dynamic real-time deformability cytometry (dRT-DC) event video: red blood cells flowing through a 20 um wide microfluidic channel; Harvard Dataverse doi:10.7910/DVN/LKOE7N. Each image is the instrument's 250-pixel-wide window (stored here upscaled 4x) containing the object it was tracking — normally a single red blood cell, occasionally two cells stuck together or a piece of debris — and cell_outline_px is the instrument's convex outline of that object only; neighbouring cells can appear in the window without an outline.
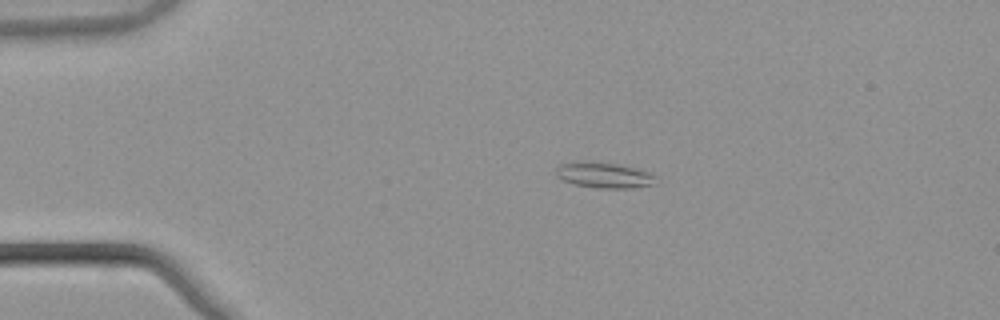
{"species": "common noctule bat (a hibernating species)", "species_latin": "Nyctalus noctula", "temperature_condition": "warm", "stored_images_in_passage": 44, "camera_frame_rate_fps": 3000, "um_per_image_px": 0.085, "animal": {"sex": "male", "body_mass_g": 21.5, "forearm_length_mm": 52.0}, "frame": {"image": 1, "passage_image": 2, "time_ms": 0.333, "image_size_px": [1000, 320], "cell_outline_px": [[656, 176], [652, 184], [632, 188], [596, 188], [576, 184], [564, 180], [556, 176], [556, 168], [560, 164], [576, 160], [588, 160], [620, 164], [636, 168], [648, 172]], "centroid_in_image_um": [51.29, 14.85], "position_along_channel_um": 33.7, "area_um2": 15.09}}
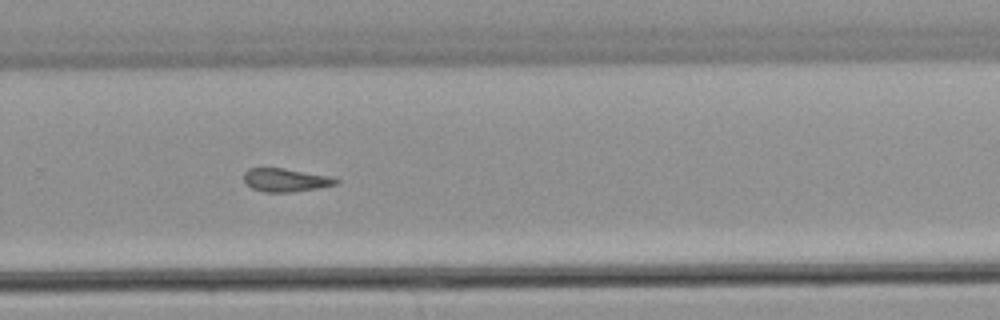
{"frame": {"image": 2, "passage_image": 27, "time_ms": 8.667, "image_size_px": [1000, 320], "cell_outline_px": [[340, 180], [336, 184], [320, 188], [292, 192], [264, 192], [252, 188], [244, 180], [244, 172], [248, 168], [284, 168], [328, 176]], "centroid_in_image_um": [24.27, 15.3], "position_along_channel_um": 305.5, "area_um2": 12.43}}
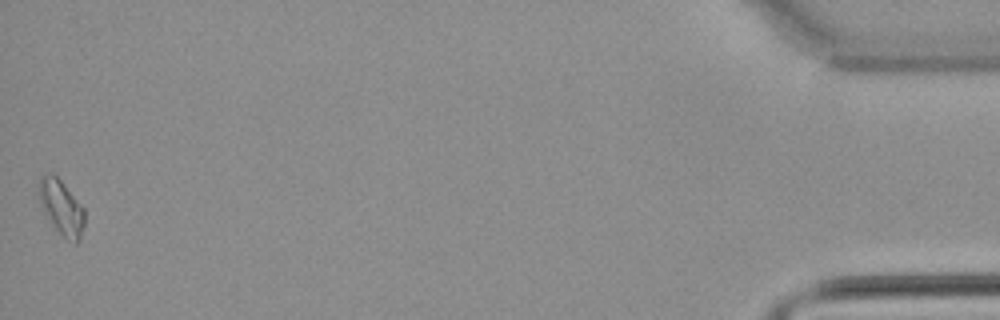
{"frame": {"image": 3, "passage_image": 44, "time_ms": 14.333, "image_size_px": [1000, 320], "cell_outline_px": [[84, 224], [80, 240], [76, 244], [64, 236], [56, 228], [44, 208], [40, 200], [40, 176], [52, 172], [60, 180], [84, 208]], "centroid_in_image_um": [5.27, 17.62], "position_along_channel_um": 429.9, "area_um2": 13.81}}